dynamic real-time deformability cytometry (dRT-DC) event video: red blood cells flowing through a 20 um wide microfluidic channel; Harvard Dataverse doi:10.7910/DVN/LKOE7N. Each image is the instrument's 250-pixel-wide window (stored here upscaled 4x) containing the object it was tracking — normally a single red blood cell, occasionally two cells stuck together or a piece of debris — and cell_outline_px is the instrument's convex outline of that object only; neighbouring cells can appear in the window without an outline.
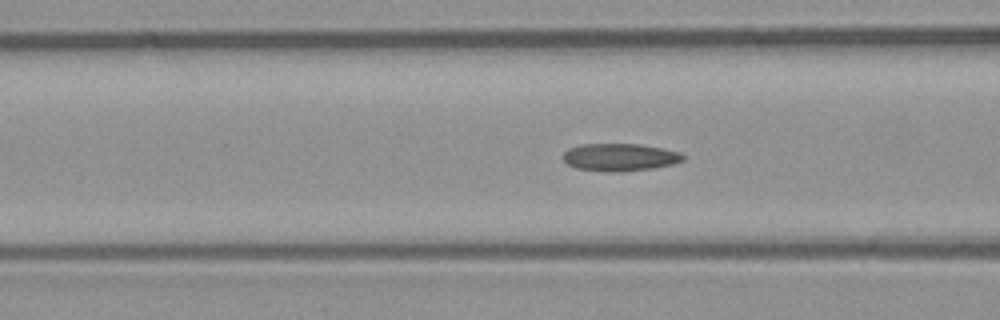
{"species": "common noctule bat (a hibernating species)", "species_latin": "Nyctalus noctula", "temperature_condition": "room temperature", "stored_images_in_passage": 53, "camera_frame_rate_fps": 3000, "um_per_image_px": 0.085, "animal": {"sex": "male", "body_mass_g": 23.1, "forearm_length_mm": 52.7}, "frame": {"image": 1, "passage_image": 20, "time_ms": 6.333, "image_size_px": [1000, 320], "cell_outline_px": [[684, 160], [672, 164], [656, 168], [620, 172], [608, 172], [576, 168], [568, 164], [564, 160], [564, 152], [568, 148], [580, 144], [640, 144], [664, 148], [680, 152], [684, 156]], "centroid_in_image_um": [52.71, 13.36], "position_along_channel_um": 113.9, "area_um2": 19.42}}
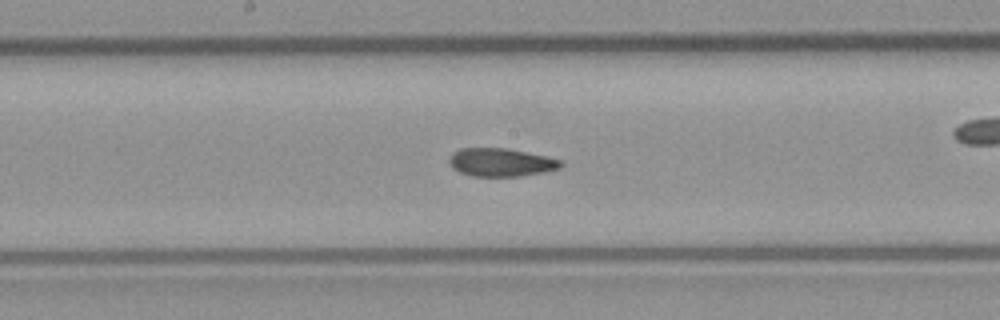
{"frame": {"image": 2, "passage_image": 27, "time_ms": 8.667, "image_size_px": [1000, 320], "cell_outline_px": [[564, 164], [560, 168], [544, 172], [520, 176], [472, 176], [460, 172], [452, 168], [448, 160], [452, 152], [460, 148], [508, 148], [548, 156], [560, 160]], "centroid_in_image_um": [42.58, 13.79], "position_along_channel_um": 205.6, "area_um2": 18.5}}
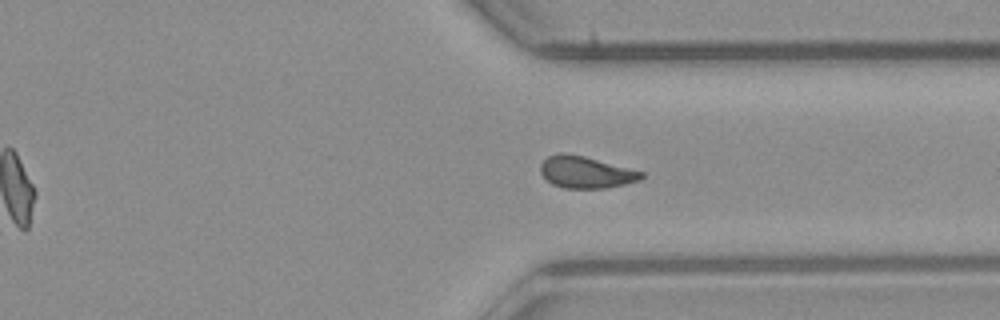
{"frame": {"image": 3, "passage_image": 39, "time_ms": 12.667, "image_size_px": [1000, 320], "cell_outline_px": [[644, 176], [640, 180], [624, 184], [604, 188], [564, 188], [552, 184], [540, 172], [540, 164], [548, 156], [560, 152], [564, 152], [584, 156], [644, 172]], "centroid_in_image_um": [49.78, 14.63], "position_along_channel_um": 361.6, "area_um2": 18.61}, "authors_computed_cell_mechanics": {"area_um2": 18.6116, "velocity_mm_per_s": 3.905, "shape_relaxation_time_tau1_ms": null, "shape_relaxation_time_tau2_ms": 2.5594, "deformation_change_tau1": null, "deformation_change_tau2": 0.0926}}